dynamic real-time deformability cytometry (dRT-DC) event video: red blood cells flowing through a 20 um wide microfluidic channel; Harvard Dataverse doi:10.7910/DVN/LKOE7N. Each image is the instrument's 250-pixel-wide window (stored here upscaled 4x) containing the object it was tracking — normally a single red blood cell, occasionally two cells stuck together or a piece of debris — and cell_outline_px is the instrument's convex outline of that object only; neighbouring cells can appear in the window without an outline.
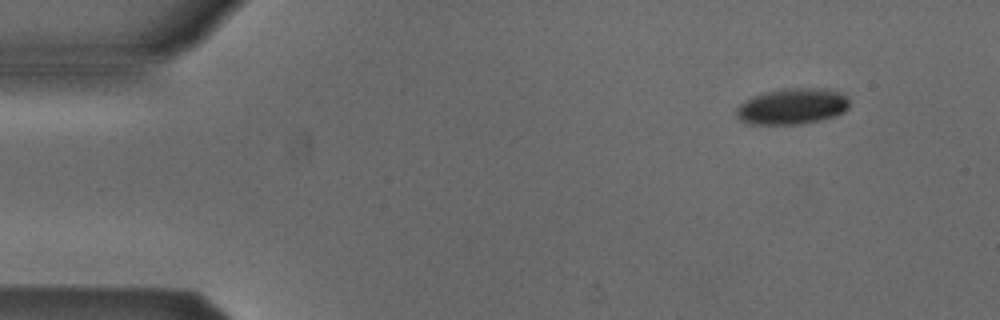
{"species": "Egyptian fruit bat (a non-hibernating species)", "species_latin": "Rousettus aegyptiacus", "temperature_condition": "cold", "stored_images_in_passage": 7, "camera_frame_rate_fps": 3000, "um_per_image_px": 0.085, "animal": {"sex": "male"}, "frame": {"image": 1, "passage_image": 1, "time_ms": 0.0, "image_size_px": [1000, 320], "cell_outline_px": [[848, 108], [844, 112], [836, 116], [820, 120], [796, 124], [748, 124], [740, 120], [736, 116], [736, 112], [740, 104], [756, 96], [768, 92], [792, 88], [828, 88], [844, 92], [848, 100]], "centroid_in_image_um": [67.41, 9.04], "position_along_channel_um": 17.6, "area_um2": 23.52}}
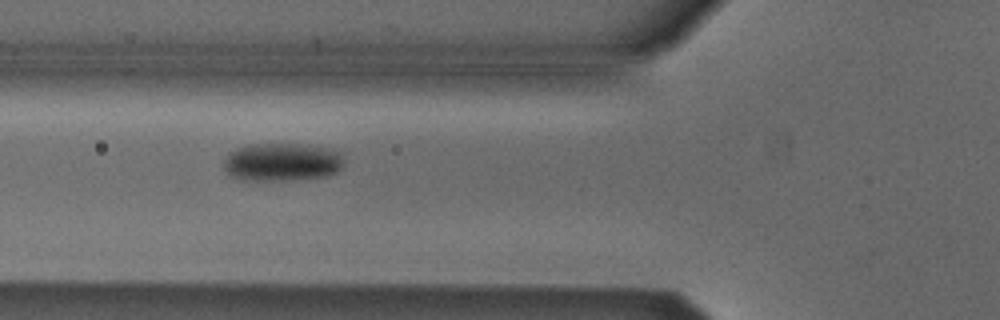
{"frame": {"image": 2, "passage_image": 5, "time_ms": 1.333, "image_size_px": [1000, 320], "cell_outline_px": [[344, 160], [340, 168], [336, 172], [328, 176], [272, 180], [244, 180], [232, 176], [224, 168], [224, 160], [232, 152], [248, 144], [308, 144], [340, 152], [344, 156]], "centroid_in_image_um": [24.0, 13.76], "position_along_channel_um": 101.8, "area_um2": 26.3}}
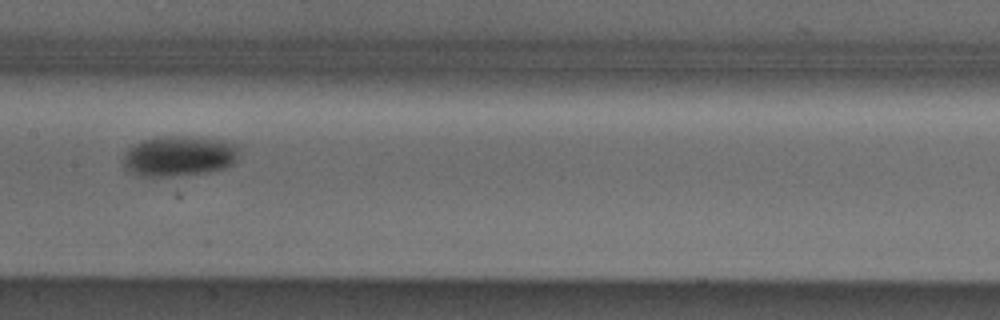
{"frame": {"image": 3, "passage_image": 7, "time_ms": 2.0, "image_size_px": [1000, 320], "cell_outline_px": [[236, 156], [232, 164], [224, 168], [204, 172], [168, 176], [140, 176], [128, 172], [124, 168], [124, 152], [132, 144], [140, 140], [164, 136], [196, 136], [224, 140], [236, 144]], "centroid_in_image_um": [15.15, 13.24], "position_along_channel_um": 192.3, "area_um2": 27.28}}